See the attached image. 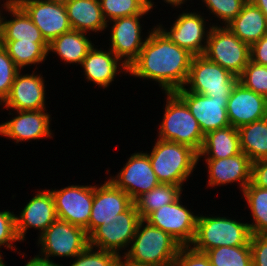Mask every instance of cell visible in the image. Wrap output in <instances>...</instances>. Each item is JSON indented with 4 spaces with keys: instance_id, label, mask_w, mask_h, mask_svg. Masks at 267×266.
<instances>
[{
    "instance_id": "cell-1",
    "label": "cell",
    "mask_w": 267,
    "mask_h": 266,
    "mask_svg": "<svg viewBox=\"0 0 267 266\" xmlns=\"http://www.w3.org/2000/svg\"><path fill=\"white\" fill-rule=\"evenodd\" d=\"M193 56L155 27L145 38V44L128 72L158 82L165 93L175 92L186 86Z\"/></svg>"
},
{
    "instance_id": "cell-2",
    "label": "cell",
    "mask_w": 267,
    "mask_h": 266,
    "mask_svg": "<svg viewBox=\"0 0 267 266\" xmlns=\"http://www.w3.org/2000/svg\"><path fill=\"white\" fill-rule=\"evenodd\" d=\"M180 247L181 245L167 232L141 219L132 246L128 252H124V261L121 263L137 266H173Z\"/></svg>"
},
{
    "instance_id": "cell-3",
    "label": "cell",
    "mask_w": 267,
    "mask_h": 266,
    "mask_svg": "<svg viewBox=\"0 0 267 266\" xmlns=\"http://www.w3.org/2000/svg\"><path fill=\"white\" fill-rule=\"evenodd\" d=\"M153 171L160 183L182 186L199 160L198 153L189 146L158 139L149 154Z\"/></svg>"
},
{
    "instance_id": "cell-4",
    "label": "cell",
    "mask_w": 267,
    "mask_h": 266,
    "mask_svg": "<svg viewBox=\"0 0 267 266\" xmlns=\"http://www.w3.org/2000/svg\"><path fill=\"white\" fill-rule=\"evenodd\" d=\"M166 95L167 104L159 128V139L189 146L199 153L204 142V134L196 118L175 92H166Z\"/></svg>"
},
{
    "instance_id": "cell-5",
    "label": "cell",
    "mask_w": 267,
    "mask_h": 266,
    "mask_svg": "<svg viewBox=\"0 0 267 266\" xmlns=\"http://www.w3.org/2000/svg\"><path fill=\"white\" fill-rule=\"evenodd\" d=\"M251 231L247 223L226 217L198 216L196 233L191 244L205 253L220 246H250Z\"/></svg>"
},
{
    "instance_id": "cell-6",
    "label": "cell",
    "mask_w": 267,
    "mask_h": 266,
    "mask_svg": "<svg viewBox=\"0 0 267 266\" xmlns=\"http://www.w3.org/2000/svg\"><path fill=\"white\" fill-rule=\"evenodd\" d=\"M204 56L239 77L250 60V46L227 26L210 27Z\"/></svg>"
},
{
    "instance_id": "cell-7",
    "label": "cell",
    "mask_w": 267,
    "mask_h": 266,
    "mask_svg": "<svg viewBox=\"0 0 267 266\" xmlns=\"http://www.w3.org/2000/svg\"><path fill=\"white\" fill-rule=\"evenodd\" d=\"M238 77L220 65L208 60L204 55L193 56L186 85L196 94L215 98H229Z\"/></svg>"
},
{
    "instance_id": "cell-8",
    "label": "cell",
    "mask_w": 267,
    "mask_h": 266,
    "mask_svg": "<svg viewBox=\"0 0 267 266\" xmlns=\"http://www.w3.org/2000/svg\"><path fill=\"white\" fill-rule=\"evenodd\" d=\"M42 259L49 257H72L89 246V236L85 229L67 221L56 219L39 237Z\"/></svg>"
},
{
    "instance_id": "cell-9",
    "label": "cell",
    "mask_w": 267,
    "mask_h": 266,
    "mask_svg": "<svg viewBox=\"0 0 267 266\" xmlns=\"http://www.w3.org/2000/svg\"><path fill=\"white\" fill-rule=\"evenodd\" d=\"M113 220L111 223L98 226L89 235V246L120 255L119 251L132 243L141 217L133 204Z\"/></svg>"
},
{
    "instance_id": "cell-10",
    "label": "cell",
    "mask_w": 267,
    "mask_h": 266,
    "mask_svg": "<svg viewBox=\"0 0 267 266\" xmlns=\"http://www.w3.org/2000/svg\"><path fill=\"white\" fill-rule=\"evenodd\" d=\"M16 2L50 44L56 37L72 30L63 2L48 0H7Z\"/></svg>"
},
{
    "instance_id": "cell-11",
    "label": "cell",
    "mask_w": 267,
    "mask_h": 266,
    "mask_svg": "<svg viewBox=\"0 0 267 266\" xmlns=\"http://www.w3.org/2000/svg\"><path fill=\"white\" fill-rule=\"evenodd\" d=\"M180 200L179 197L176 201L160 207L145 220L167 232L181 246H190L195 237L198 215H193Z\"/></svg>"
},
{
    "instance_id": "cell-12",
    "label": "cell",
    "mask_w": 267,
    "mask_h": 266,
    "mask_svg": "<svg viewBox=\"0 0 267 266\" xmlns=\"http://www.w3.org/2000/svg\"><path fill=\"white\" fill-rule=\"evenodd\" d=\"M57 219L86 229L93 203V186L70 185L61 190H50Z\"/></svg>"
},
{
    "instance_id": "cell-13",
    "label": "cell",
    "mask_w": 267,
    "mask_h": 266,
    "mask_svg": "<svg viewBox=\"0 0 267 266\" xmlns=\"http://www.w3.org/2000/svg\"><path fill=\"white\" fill-rule=\"evenodd\" d=\"M133 200L110 180L100 187L93 186V203L88 227V236L100 225L113 222L119 213L128 210Z\"/></svg>"
},
{
    "instance_id": "cell-14",
    "label": "cell",
    "mask_w": 267,
    "mask_h": 266,
    "mask_svg": "<svg viewBox=\"0 0 267 266\" xmlns=\"http://www.w3.org/2000/svg\"><path fill=\"white\" fill-rule=\"evenodd\" d=\"M109 180L134 201L160 184L147 153H134L116 177Z\"/></svg>"
},
{
    "instance_id": "cell-15",
    "label": "cell",
    "mask_w": 267,
    "mask_h": 266,
    "mask_svg": "<svg viewBox=\"0 0 267 266\" xmlns=\"http://www.w3.org/2000/svg\"><path fill=\"white\" fill-rule=\"evenodd\" d=\"M175 93L184 101L196 118L204 135L230 125L227 117L228 98H215L185 91V87Z\"/></svg>"
},
{
    "instance_id": "cell-16",
    "label": "cell",
    "mask_w": 267,
    "mask_h": 266,
    "mask_svg": "<svg viewBox=\"0 0 267 266\" xmlns=\"http://www.w3.org/2000/svg\"><path fill=\"white\" fill-rule=\"evenodd\" d=\"M226 109L230 125L239 128L267 117V98L237 82L228 98Z\"/></svg>"
},
{
    "instance_id": "cell-17",
    "label": "cell",
    "mask_w": 267,
    "mask_h": 266,
    "mask_svg": "<svg viewBox=\"0 0 267 266\" xmlns=\"http://www.w3.org/2000/svg\"><path fill=\"white\" fill-rule=\"evenodd\" d=\"M145 14L121 17L112 20L110 50L129 68L138 58L145 44L141 41V26L139 18ZM124 60H123V59Z\"/></svg>"
},
{
    "instance_id": "cell-18",
    "label": "cell",
    "mask_w": 267,
    "mask_h": 266,
    "mask_svg": "<svg viewBox=\"0 0 267 266\" xmlns=\"http://www.w3.org/2000/svg\"><path fill=\"white\" fill-rule=\"evenodd\" d=\"M204 17L197 13H182L175 20L170 31L158 28L179 47L188 50L194 56L203 55L206 49L209 31H205ZM207 32V34H205ZM206 35V36H205ZM206 37V38H205ZM204 39V40H203ZM206 40V41H205ZM205 41V42H204ZM204 42V44H202Z\"/></svg>"
},
{
    "instance_id": "cell-19",
    "label": "cell",
    "mask_w": 267,
    "mask_h": 266,
    "mask_svg": "<svg viewBox=\"0 0 267 266\" xmlns=\"http://www.w3.org/2000/svg\"><path fill=\"white\" fill-rule=\"evenodd\" d=\"M24 207L19 216H15L16 233L23 241L28 228L41 230L42 234L56 219L55 202L51 191L42 190Z\"/></svg>"
},
{
    "instance_id": "cell-20",
    "label": "cell",
    "mask_w": 267,
    "mask_h": 266,
    "mask_svg": "<svg viewBox=\"0 0 267 266\" xmlns=\"http://www.w3.org/2000/svg\"><path fill=\"white\" fill-rule=\"evenodd\" d=\"M45 110L17 111L10 121L0 124V135L20 141L51 137L50 115Z\"/></svg>"
},
{
    "instance_id": "cell-21",
    "label": "cell",
    "mask_w": 267,
    "mask_h": 266,
    "mask_svg": "<svg viewBox=\"0 0 267 266\" xmlns=\"http://www.w3.org/2000/svg\"><path fill=\"white\" fill-rule=\"evenodd\" d=\"M3 105L16 111L46 110L45 85L40 75L17 73L8 97Z\"/></svg>"
},
{
    "instance_id": "cell-22",
    "label": "cell",
    "mask_w": 267,
    "mask_h": 266,
    "mask_svg": "<svg viewBox=\"0 0 267 266\" xmlns=\"http://www.w3.org/2000/svg\"><path fill=\"white\" fill-rule=\"evenodd\" d=\"M209 172V186L215 187L239 182L242 191L251 182V164L249 157L241 152L222 159H206Z\"/></svg>"
},
{
    "instance_id": "cell-23",
    "label": "cell",
    "mask_w": 267,
    "mask_h": 266,
    "mask_svg": "<svg viewBox=\"0 0 267 266\" xmlns=\"http://www.w3.org/2000/svg\"><path fill=\"white\" fill-rule=\"evenodd\" d=\"M120 61L110 49L106 52L97 50L93 46L83 59L81 66L84 68L87 81H93L100 87L107 88L119 73L120 63L123 70L128 73V67Z\"/></svg>"
},
{
    "instance_id": "cell-24",
    "label": "cell",
    "mask_w": 267,
    "mask_h": 266,
    "mask_svg": "<svg viewBox=\"0 0 267 266\" xmlns=\"http://www.w3.org/2000/svg\"><path fill=\"white\" fill-rule=\"evenodd\" d=\"M64 5L72 30L88 33L108 27L99 0H69Z\"/></svg>"
},
{
    "instance_id": "cell-25",
    "label": "cell",
    "mask_w": 267,
    "mask_h": 266,
    "mask_svg": "<svg viewBox=\"0 0 267 266\" xmlns=\"http://www.w3.org/2000/svg\"><path fill=\"white\" fill-rule=\"evenodd\" d=\"M6 10L14 17L11 20H1L0 40H21L26 42H46L38 27L32 22L27 13L16 3H4Z\"/></svg>"
},
{
    "instance_id": "cell-26",
    "label": "cell",
    "mask_w": 267,
    "mask_h": 266,
    "mask_svg": "<svg viewBox=\"0 0 267 266\" xmlns=\"http://www.w3.org/2000/svg\"><path fill=\"white\" fill-rule=\"evenodd\" d=\"M226 26L249 46L267 34L266 17L250 0L243 5L241 12Z\"/></svg>"
},
{
    "instance_id": "cell-27",
    "label": "cell",
    "mask_w": 267,
    "mask_h": 266,
    "mask_svg": "<svg viewBox=\"0 0 267 266\" xmlns=\"http://www.w3.org/2000/svg\"><path fill=\"white\" fill-rule=\"evenodd\" d=\"M241 152L238 128L229 125L204 135L198 158L207 155L206 159H222Z\"/></svg>"
},
{
    "instance_id": "cell-28",
    "label": "cell",
    "mask_w": 267,
    "mask_h": 266,
    "mask_svg": "<svg viewBox=\"0 0 267 266\" xmlns=\"http://www.w3.org/2000/svg\"><path fill=\"white\" fill-rule=\"evenodd\" d=\"M85 34L87 33L77 30L64 33L49 44L48 52L57 53L60 59L67 63L82 64L83 59L93 47Z\"/></svg>"
},
{
    "instance_id": "cell-29",
    "label": "cell",
    "mask_w": 267,
    "mask_h": 266,
    "mask_svg": "<svg viewBox=\"0 0 267 266\" xmlns=\"http://www.w3.org/2000/svg\"><path fill=\"white\" fill-rule=\"evenodd\" d=\"M241 151L253 163L267 159V117L238 128Z\"/></svg>"
},
{
    "instance_id": "cell-30",
    "label": "cell",
    "mask_w": 267,
    "mask_h": 266,
    "mask_svg": "<svg viewBox=\"0 0 267 266\" xmlns=\"http://www.w3.org/2000/svg\"><path fill=\"white\" fill-rule=\"evenodd\" d=\"M182 187L171 183H160L149 192L141 194L134 201L141 219H146L152 212L170 204L181 197Z\"/></svg>"
},
{
    "instance_id": "cell-31",
    "label": "cell",
    "mask_w": 267,
    "mask_h": 266,
    "mask_svg": "<svg viewBox=\"0 0 267 266\" xmlns=\"http://www.w3.org/2000/svg\"><path fill=\"white\" fill-rule=\"evenodd\" d=\"M0 44L20 70L30 64L42 63L49 53V44L47 42L0 40Z\"/></svg>"
},
{
    "instance_id": "cell-32",
    "label": "cell",
    "mask_w": 267,
    "mask_h": 266,
    "mask_svg": "<svg viewBox=\"0 0 267 266\" xmlns=\"http://www.w3.org/2000/svg\"><path fill=\"white\" fill-rule=\"evenodd\" d=\"M242 192L254 220V223L248 224L251 234H267V189L250 182Z\"/></svg>"
},
{
    "instance_id": "cell-33",
    "label": "cell",
    "mask_w": 267,
    "mask_h": 266,
    "mask_svg": "<svg viewBox=\"0 0 267 266\" xmlns=\"http://www.w3.org/2000/svg\"><path fill=\"white\" fill-rule=\"evenodd\" d=\"M205 254L212 266H252L250 246H220Z\"/></svg>"
},
{
    "instance_id": "cell-34",
    "label": "cell",
    "mask_w": 267,
    "mask_h": 266,
    "mask_svg": "<svg viewBox=\"0 0 267 266\" xmlns=\"http://www.w3.org/2000/svg\"><path fill=\"white\" fill-rule=\"evenodd\" d=\"M102 14L110 22L114 19L132 16L137 14H146L152 8L151 0H99Z\"/></svg>"
},
{
    "instance_id": "cell-35",
    "label": "cell",
    "mask_w": 267,
    "mask_h": 266,
    "mask_svg": "<svg viewBox=\"0 0 267 266\" xmlns=\"http://www.w3.org/2000/svg\"><path fill=\"white\" fill-rule=\"evenodd\" d=\"M238 82L245 88L267 98V66L249 60L238 77Z\"/></svg>"
},
{
    "instance_id": "cell-36",
    "label": "cell",
    "mask_w": 267,
    "mask_h": 266,
    "mask_svg": "<svg viewBox=\"0 0 267 266\" xmlns=\"http://www.w3.org/2000/svg\"><path fill=\"white\" fill-rule=\"evenodd\" d=\"M76 261L70 266H121L122 257L113 252L99 250L88 246L75 256Z\"/></svg>"
},
{
    "instance_id": "cell-37",
    "label": "cell",
    "mask_w": 267,
    "mask_h": 266,
    "mask_svg": "<svg viewBox=\"0 0 267 266\" xmlns=\"http://www.w3.org/2000/svg\"><path fill=\"white\" fill-rule=\"evenodd\" d=\"M20 69L15 65L5 48L0 44V105L8 97Z\"/></svg>"
},
{
    "instance_id": "cell-38",
    "label": "cell",
    "mask_w": 267,
    "mask_h": 266,
    "mask_svg": "<svg viewBox=\"0 0 267 266\" xmlns=\"http://www.w3.org/2000/svg\"><path fill=\"white\" fill-rule=\"evenodd\" d=\"M248 0H203L211 13L229 24L242 10Z\"/></svg>"
},
{
    "instance_id": "cell-39",
    "label": "cell",
    "mask_w": 267,
    "mask_h": 266,
    "mask_svg": "<svg viewBox=\"0 0 267 266\" xmlns=\"http://www.w3.org/2000/svg\"><path fill=\"white\" fill-rule=\"evenodd\" d=\"M13 241H20L16 233L15 214L10 211L0 212V247L5 245L6 248L14 250Z\"/></svg>"
},
{
    "instance_id": "cell-40",
    "label": "cell",
    "mask_w": 267,
    "mask_h": 266,
    "mask_svg": "<svg viewBox=\"0 0 267 266\" xmlns=\"http://www.w3.org/2000/svg\"><path fill=\"white\" fill-rule=\"evenodd\" d=\"M173 266H212L208 256L191 246H181Z\"/></svg>"
},
{
    "instance_id": "cell-41",
    "label": "cell",
    "mask_w": 267,
    "mask_h": 266,
    "mask_svg": "<svg viewBox=\"0 0 267 266\" xmlns=\"http://www.w3.org/2000/svg\"><path fill=\"white\" fill-rule=\"evenodd\" d=\"M250 248L252 266H267V234H252Z\"/></svg>"
},
{
    "instance_id": "cell-42",
    "label": "cell",
    "mask_w": 267,
    "mask_h": 266,
    "mask_svg": "<svg viewBox=\"0 0 267 266\" xmlns=\"http://www.w3.org/2000/svg\"><path fill=\"white\" fill-rule=\"evenodd\" d=\"M251 183L259 188L267 189V159L251 164Z\"/></svg>"
},
{
    "instance_id": "cell-43",
    "label": "cell",
    "mask_w": 267,
    "mask_h": 266,
    "mask_svg": "<svg viewBox=\"0 0 267 266\" xmlns=\"http://www.w3.org/2000/svg\"><path fill=\"white\" fill-rule=\"evenodd\" d=\"M250 60L267 66V34L250 46Z\"/></svg>"
},
{
    "instance_id": "cell-44",
    "label": "cell",
    "mask_w": 267,
    "mask_h": 266,
    "mask_svg": "<svg viewBox=\"0 0 267 266\" xmlns=\"http://www.w3.org/2000/svg\"><path fill=\"white\" fill-rule=\"evenodd\" d=\"M41 255L33 257L25 266H62L54 263L52 260H44L40 258Z\"/></svg>"
},
{
    "instance_id": "cell-45",
    "label": "cell",
    "mask_w": 267,
    "mask_h": 266,
    "mask_svg": "<svg viewBox=\"0 0 267 266\" xmlns=\"http://www.w3.org/2000/svg\"><path fill=\"white\" fill-rule=\"evenodd\" d=\"M255 6H257L266 17L267 21V0H250Z\"/></svg>"
},
{
    "instance_id": "cell-46",
    "label": "cell",
    "mask_w": 267,
    "mask_h": 266,
    "mask_svg": "<svg viewBox=\"0 0 267 266\" xmlns=\"http://www.w3.org/2000/svg\"><path fill=\"white\" fill-rule=\"evenodd\" d=\"M165 2L172 4L173 6H179L182 3L184 4L185 0H164Z\"/></svg>"
},
{
    "instance_id": "cell-47",
    "label": "cell",
    "mask_w": 267,
    "mask_h": 266,
    "mask_svg": "<svg viewBox=\"0 0 267 266\" xmlns=\"http://www.w3.org/2000/svg\"><path fill=\"white\" fill-rule=\"evenodd\" d=\"M121 266H137V265H133V264H130V263H121Z\"/></svg>"
},
{
    "instance_id": "cell-48",
    "label": "cell",
    "mask_w": 267,
    "mask_h": 266,
    "mask_svg": "<svg viewBox=\"0 0 267 266\" xmlns=\"http://www.w3.org/2000/svg\"><path fill=\"white\" fill-rule=\"evenodd\" d=\"M48 1H57V2H63V3H65L66 1H69V0H48Z\"/></svg>"
},
{
    "instance_id": "cell-49",
    "label": "cell",
    "mask_w": 267,
    "mask_h": 266,
    "mask_svg": "<svg viewBox=\"0 0 267 266\" xmlns=\"http://www.w3.org/2000/svg\"><path fill=\"white\" fill-rule=\"evenodd\" d=\"M1 20H2V18H1V13H0V39H1Z\"/></svg>"
},
{
    "instance_id": "cell-50",
    "label": "cell",
    "mask_w": 267,
    "mask_h": 266,
    "mask_svg": "<svg viewBox=\"0 0 267 266\" xmlns=\"http://www.w3.org/2000/svg\"><path fill=\"white\" fill-rule=\"evenodd\" d=\"M0 266H6V265H5V263L2 262V263L0 264Z\"/></svg>"
}]
</instances>
